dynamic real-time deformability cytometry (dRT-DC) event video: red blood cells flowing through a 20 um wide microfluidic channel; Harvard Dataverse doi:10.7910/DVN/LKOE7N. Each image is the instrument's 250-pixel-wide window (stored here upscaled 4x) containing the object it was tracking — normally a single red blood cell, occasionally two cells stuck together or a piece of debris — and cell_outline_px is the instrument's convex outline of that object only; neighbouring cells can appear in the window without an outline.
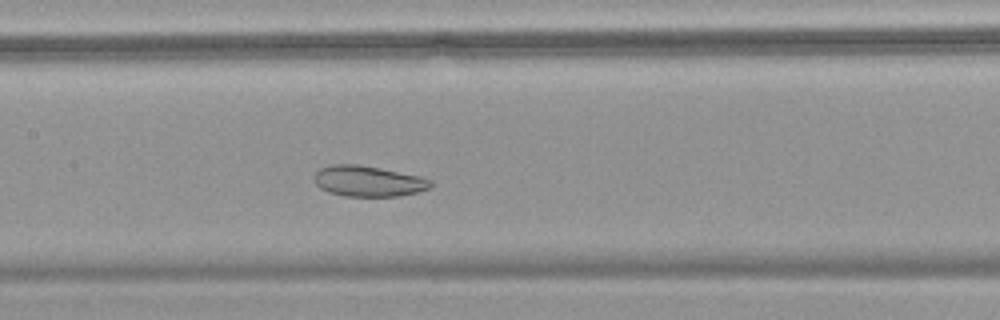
{"species": "common noctule bat (a hibernating species)", "species_latin": "Nyctalus noctula", "temperature_condition": "warm", "stored_images_in_passage": 44, "camera_frame_rate_fps": 3000, "um_per_image_px": 0.085, "animal": {"sex": "female", "body_mass_g": 18.4}, "frame": {"image": 1, "passage_image": 20, "time_ms": 6.333, "image_size_px": [1000, 320], "cell_outline_px": [[432, 184], [428, 188], [416, 192], [400, 196], [344, 196], [328, 192], [320, 188], [316, 184], [316, 172], [320, 168], [332, 164], [356, 164], [380, 168], [420, 176], [432, 180]], "centroid_in_image_um": [31.3, 15.4], "position_along_channel_um": 176.1, "area_um2": 20.69}}
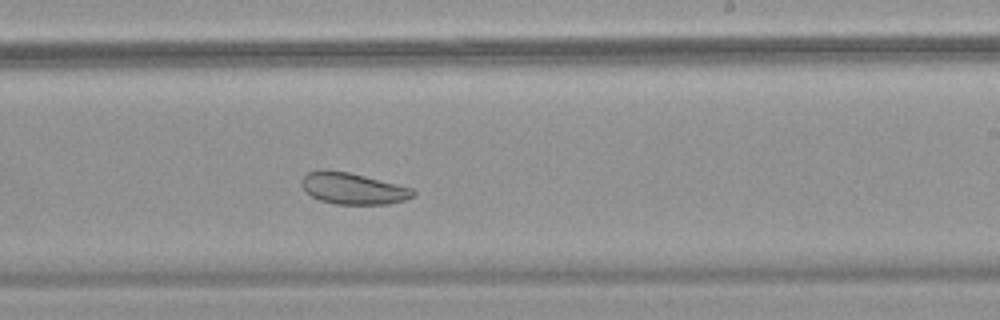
{"frame": {"image": 2, "passage_image": 26, "time_ms": 8.333, "image_size_px": [1000, 320], "cell_outline_px": [[416, 192], [412, 196], [404, 200], [388, 204], [336, 204], [320, 200], [304, 192], [300, 184], [300, 180], [308, 172], [320, 168], [324, 168], [348, 172], [412, 188]], "centroid_in_image_um": [29.92, 16.01], "position_along_channel_um": 259.1, "area_um2": 20.52}}
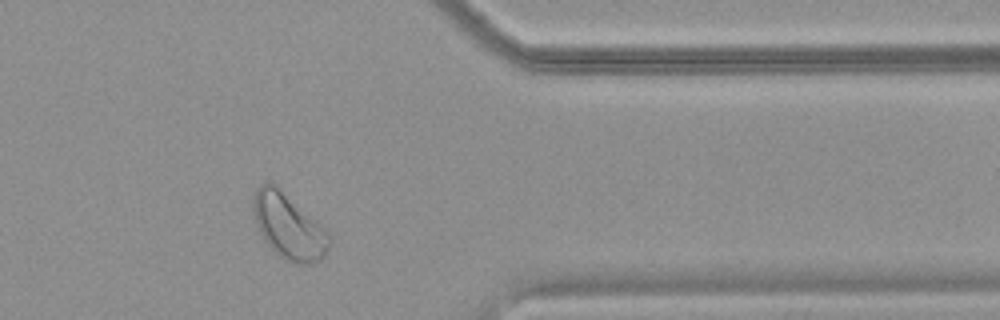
{"frame": {"image": 3, "passage_image": 36, "time_ms": 11.667, "image_size_px": [1000, 320], "cell_outline_px": [[328, 248], [324, 256], [320, 260], [312, 264], [300, 264], [288, 260], [280, 256], [264, 240], [260, 232], [252, 208], [252, 196], [260, 184], [268, 180], [272, 180], [320, 224], [328, 232]], "centroid_in_image_um": [24.5, 19.18], "position_along_channel_um": 386.9, "area_um2": 28.67}}